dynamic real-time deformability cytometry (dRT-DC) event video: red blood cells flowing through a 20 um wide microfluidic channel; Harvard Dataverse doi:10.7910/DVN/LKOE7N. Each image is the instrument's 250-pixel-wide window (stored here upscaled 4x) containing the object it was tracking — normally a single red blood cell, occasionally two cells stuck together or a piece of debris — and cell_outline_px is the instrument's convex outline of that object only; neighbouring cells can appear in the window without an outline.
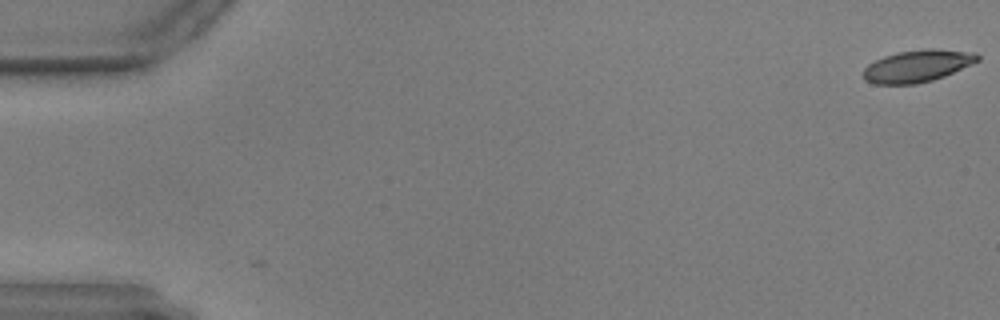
{"species": "common noctule bat (a hibernating species)", "species_latin": "Nyctalus noctula", "temperature_condition": "warm", "stored_images_in_passage": 2, "camera_frame_rate_fps": 3000, "um_per_image_px": 0.085, "animal": {"sex": "male", "body_mass_g": 17.9, "forearm_length_mm": 54.2}, "frame": {"image": 1, "passage_image": 2, "time_ms": 0.333, "image_size_px": [1000, 320], "cell_outline_px": [[980, 60], [972, 64], [944, 76], [932, 80], [916, 84], [872, 84], [864, 80], [864, 68], [868, 64], [884, 56], [896, 52], [928, 48], [932, 48], [976, 52], [980, 56]], "centroid_in_image_um": [77.99, 5.6], "position_along_channel_um": 7.0, "area_um2": 21.5}}